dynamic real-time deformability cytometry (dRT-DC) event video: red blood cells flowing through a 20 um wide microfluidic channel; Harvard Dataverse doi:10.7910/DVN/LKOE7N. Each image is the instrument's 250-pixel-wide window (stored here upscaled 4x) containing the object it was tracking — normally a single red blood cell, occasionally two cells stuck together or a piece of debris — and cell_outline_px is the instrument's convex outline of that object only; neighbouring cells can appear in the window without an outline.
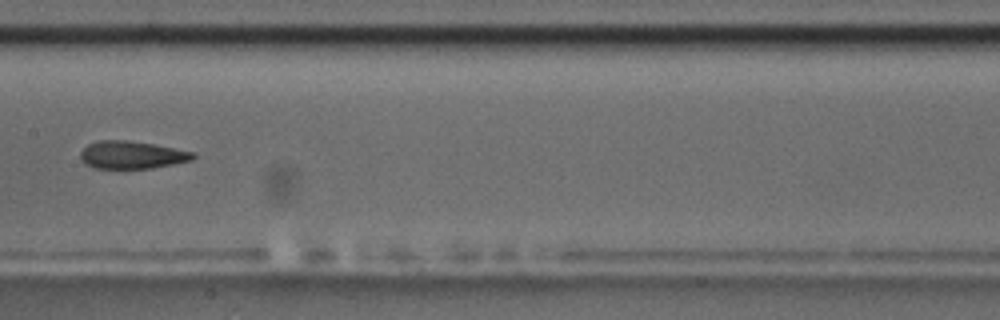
{"species": "common noctule bat (a hibernating species)", "species_latin": "Nyctalus noctula", "temperature_condition": "room temperature", "stored_images_in_passage": 8, "camera_frame_rate_fps": 3000, "um_per_image_px": 0.085, "animal": {"sex": "male", "body_mass_g": 17.5, "forearm_length_mm": 52.3}, "frame": {"image": 1, "passage_image": 8, "time_ms": 8.667, "image_size_px": [1000, 320], "cell_outline_px": [[196, 156], [192, 160], [152, 168], [92, 168], [84, 164], [80, 160], [80, 152], [88, 144], [100, 140], [128, 140], [152, 144], [196, 152]], "centroid_in_image_um": [11.18, 13.17], "position_along_channel_um": 196.2, "area_um2": 18.21}}